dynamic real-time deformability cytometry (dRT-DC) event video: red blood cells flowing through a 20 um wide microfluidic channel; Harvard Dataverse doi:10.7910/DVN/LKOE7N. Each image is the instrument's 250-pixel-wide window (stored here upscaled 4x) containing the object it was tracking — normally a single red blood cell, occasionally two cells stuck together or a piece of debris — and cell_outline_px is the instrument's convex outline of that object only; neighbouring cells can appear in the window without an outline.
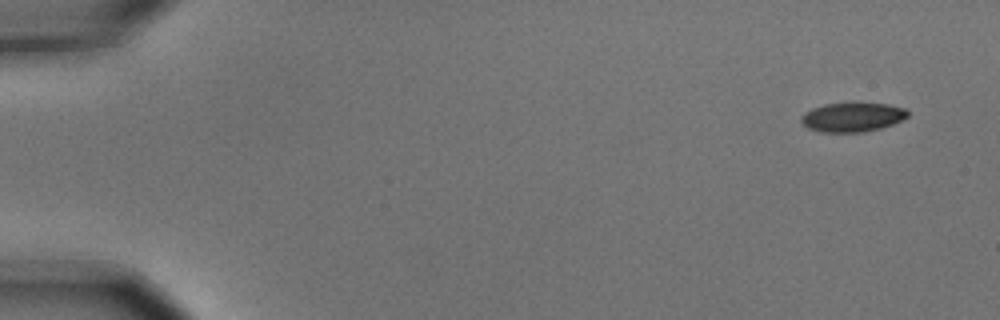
{"species": "common noctule bat (a hibernating species)", "species_latin": "Nyctalus noctula", "temperature_condition": "cold", "stored_images_in_passage": 3, "camera_frame_rate_fps": 3000, "um_per_image_px": 0.085, "animal": {"sex": "male", "body_mass_g": 15.6}, "frame": {"image": 1, "passage_image": 1, "time_ms": 0.0, "image_size_px": [1000, 320], "cell_outline_px": [[908, 116], [904, 120], [880, 128], [864, 132], [820, 132], [808, 128], [800, 120], [800, 116], [804, 112], [812, 108], [824, 104], [888, 104], [904, 108], [908, 112]], "centroid_in_image_um": [72.44, 9.97], "position_along_channel_um": 12.6, "area_um2": 17.98}}